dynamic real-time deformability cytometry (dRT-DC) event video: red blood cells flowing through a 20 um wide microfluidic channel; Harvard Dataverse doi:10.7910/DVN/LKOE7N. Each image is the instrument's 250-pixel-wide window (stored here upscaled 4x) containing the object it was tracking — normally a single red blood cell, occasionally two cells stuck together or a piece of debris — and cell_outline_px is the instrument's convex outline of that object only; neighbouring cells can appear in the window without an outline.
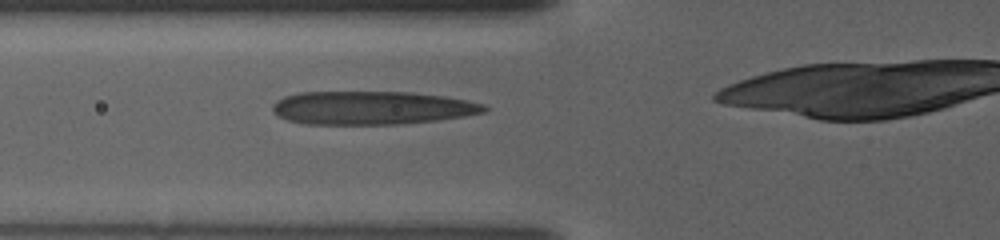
{"species": "human", "species_latin": "Homo sapiens", "temperature_condition": "warm", "stored_images_in_passage": 59, "camera_frame_rate_fps": 3000, "um_per_image_px": 0.085, "donor": {"sex": "female"}, "frame": {"image": 1, "passage_image": 12, "time_ms": 3.667, "image_size_px": [1000, 240], "cell_outline_px": [[488, 108], [484, 112], [464, 116], [436, 120], [400, 124], [304, 124], [288, 120], [276, 116], [272, 112], [272, 104], [276, 100], [284, 96], [300, 92], [412, 92], [444, 96], [468, 100], [484, 104]], "centroid_in_image_um": [31.56, 9.16], "position_along_channel_um": 94.2, "area_um2": 41.38}}
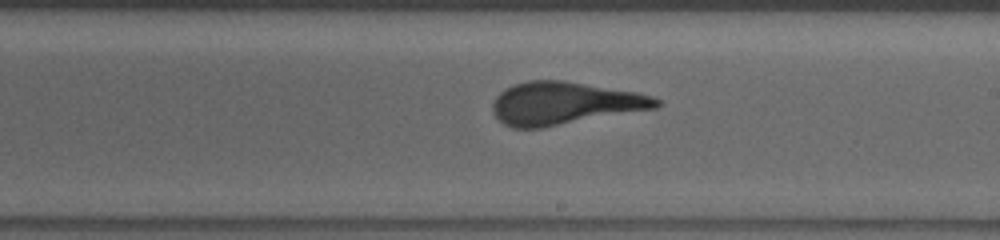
{"frame": {"image": 2, "passage_image": 35, "time_ms": 11.333, "image_size_px": [1000, 240], "cell_outline_px": [[664, 100], [656, 108], [540, 128], [512, 128], [504, 124], [492, 112], [492, 104], [496, 96], [500, 92], [516, 84], [528, 80], [564, 80], [636, 92], [652, 96]], "centroid_in_image_um": [47.98, 8.78], "position_along_channel_um": 241.0, "area_um2": 40.52}}
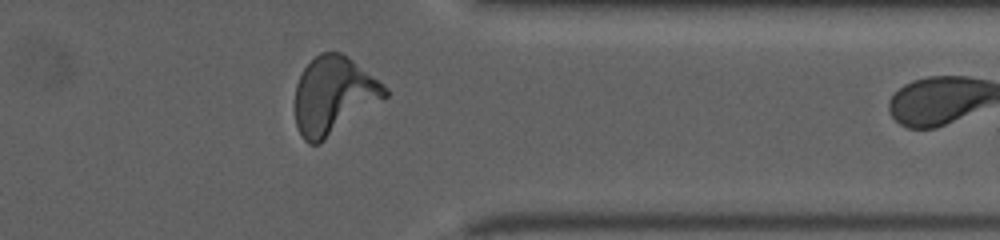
{"frame": {"image": 3, "passage_image": 58, "time_ms": 19.0, "image_size_px": [1000, 240], "cell_outline_px": [[388, 96], [320, 144], [308, 144], [304, 140], [296, 124], [296, 84], [304, 68], [320, 52], [340, 52], [348, 56], [388, 88]], "centroid_in_image_um": [28.36, 8.12], "position_along_channel_um": 383.0, "area_um2": 40.4}}